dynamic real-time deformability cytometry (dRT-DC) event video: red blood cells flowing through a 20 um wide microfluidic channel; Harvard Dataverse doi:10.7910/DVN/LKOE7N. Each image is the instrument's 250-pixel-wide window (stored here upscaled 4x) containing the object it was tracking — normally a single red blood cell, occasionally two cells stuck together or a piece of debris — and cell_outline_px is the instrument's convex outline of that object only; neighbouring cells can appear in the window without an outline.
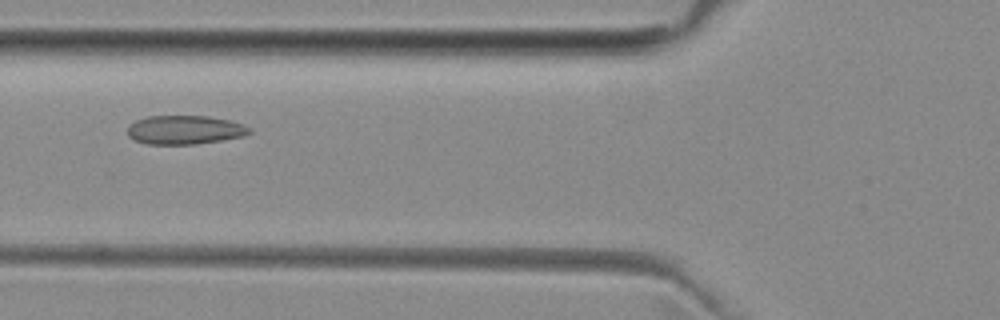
{"species": "common noctule bat (a hibernating species)", "species_latin": "Nyctalus noctula", "temperature_condition": "room temperature", "stored_images_in_passage": 5, "camera_frame_rate_fps": 3000, "um_per_image_px": 0.085, "animal": {"sex": "female", "body_mass_g": 29.2, "forearm_length_mm": 56.3}, "frame": {"image": 1, "passage_image": 4, "time_ms": 3.333, "image_size_px": [1000, 320], "cell_outline_px": [[252, 132], [244, 136], [196, 144], [148, 144], [136, 140], [128, 136], [128, 124], [136, 120], [148, 116], [208, 116], [228, 120], [244, 124], [252, 128]], "centroid_in_image_um": [15.72, 11.03], "position_along_channel_um": 110.1, "area_um2": 20.52}}
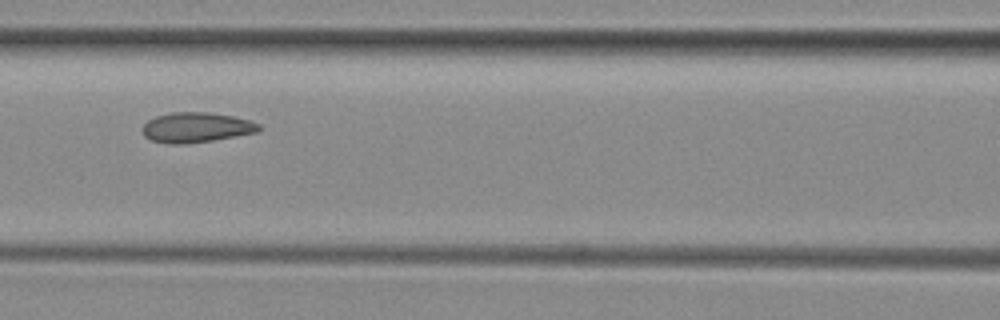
{"frame": {"image": 2, "passage_image": 5, "time_ms": 4.333, "image_size_px": [1000, 320], "cell_outline_px": [[260, 128], [256, 132], [236, 136], [212, 140], [176, 144], [172, 144], [152, 140], [144, 136], [140, 128], [148, 120], [156, 116], [172, 112], [208, 112], [232, 116], [248, 120], [260, 124]], "centroid_in_image_um": [16.64, 10.82], "position_along_channel_um": 150.0, "area_um2": 20.17}}